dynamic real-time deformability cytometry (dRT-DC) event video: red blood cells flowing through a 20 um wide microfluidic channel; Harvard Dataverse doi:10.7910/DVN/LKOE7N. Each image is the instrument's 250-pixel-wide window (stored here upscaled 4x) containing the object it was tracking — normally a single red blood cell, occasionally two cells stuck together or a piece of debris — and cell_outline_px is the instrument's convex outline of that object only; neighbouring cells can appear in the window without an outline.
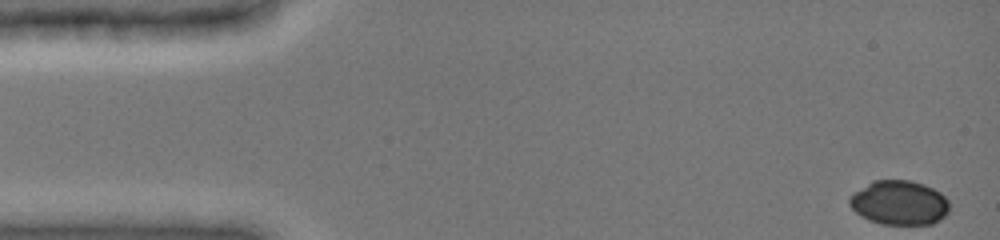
{"species": "common noctule bat (a hibernating species)", "species_latin": "Nyctalus noctula", "temperature_condition": "cold", "stored_images_in_passage": 6, "camera_frame_rate_fps": 3000, "um_per_image_px": 0.085, "animal": {"sex": "female", "body_mass_g": 19.0, "forearm_length_mm": 51.5}, "frame": {"image": 1, "passage_image": 1, "time_ms": 0.0, "image_size_px": [1000, 240], "cell_outline_px": [[948, 212], [940, 220], [932, 224], [880, 224], [868, 220], [860, 216], [848, 204], [848, 200], [856, 192], [868, 184], [876, 180], [908, 180], [932, 188], [940, 192], [948, 200]], "centroid_in_image_um": [76.44, 17.25], "position_along_channel_um": 8.6, "area_um2": 25.55}}